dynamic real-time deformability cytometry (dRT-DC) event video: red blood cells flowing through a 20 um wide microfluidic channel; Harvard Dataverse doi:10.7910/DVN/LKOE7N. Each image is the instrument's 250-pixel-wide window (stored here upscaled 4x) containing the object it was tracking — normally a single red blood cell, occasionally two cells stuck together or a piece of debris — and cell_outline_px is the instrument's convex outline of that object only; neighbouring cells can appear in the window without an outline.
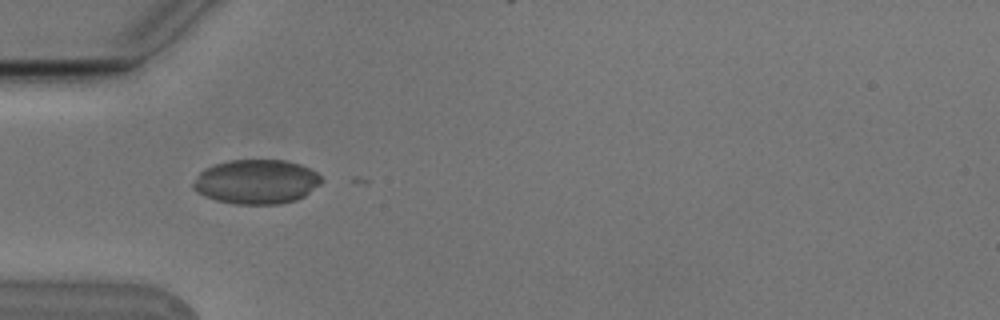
{"species": "Egyptian fruit bat (a non-hibernating species)", "species_latin": "Rousettus aegyptiacus", "temperature_condition": "cold", "stored_images_in_passage": 5, "camera_frame_rate_fps": 3000, "um_per_image_px": 0.085, "animal": {"sex": "male"}, "frame": {"image": 1, "passage_image": 5, "time_ms": 1.333, "image_size_px": [1000, 320], "cell_outline_px": [[324, 180], [320, 184], [304, 196], [296, 200], [280, 204], [236, 204], [216, 200], [204, 196], [196, 192], [192, 188], [192, 184], [200, 172], [204, 168], [212, 164], [228, 160], [284, 160], [300, 164], [316, 172]], "centroid_in_image_um": [21.77, 15.44], "position_along_channel_um": 63.2, "area_um2": 33.35}}